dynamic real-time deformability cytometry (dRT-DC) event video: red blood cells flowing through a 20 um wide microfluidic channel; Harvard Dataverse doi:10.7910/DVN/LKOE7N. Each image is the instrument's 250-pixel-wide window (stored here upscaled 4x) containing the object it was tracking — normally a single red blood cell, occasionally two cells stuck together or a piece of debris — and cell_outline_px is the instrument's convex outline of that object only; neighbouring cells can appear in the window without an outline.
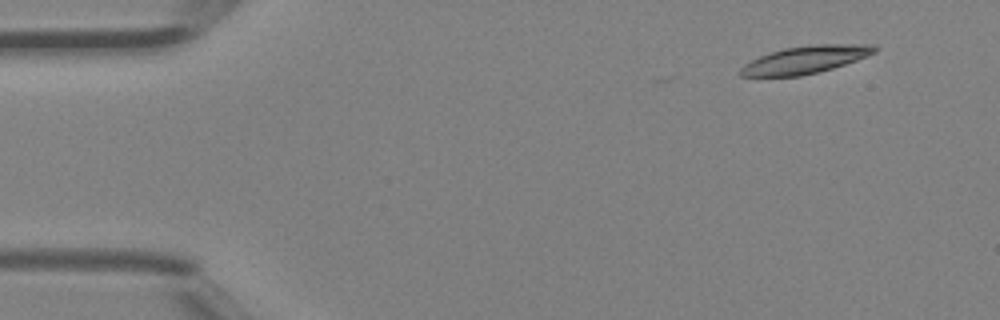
{"species": "Egyptian fruit bat (a non-hibernating species)", "species_latin": "Rousettus aegyptiacus", "temperature_condition": "room temperature", "stored_images_in_passage": 3, "camera_frame_rate_fps": 3000, "um_per_image_px": 0.085, "animal": {"sex": "female"}, "frame": {"image": 1, "passage_image": 1, "time_ms": 0.0, "image_size_px": [1000, 320], "cell_outline_px": [[880, 48], [876, 52], [856, 60], [832, 68], [800, 76], [740, 76], [740, 68], [744, 64], [760, 56], [784, 48], [812, 44], [876, 44]], "centroid_in_image_um": [68.5, 5.06], "position_along_channel_um": 16.5, "area_um2": 21.39}}